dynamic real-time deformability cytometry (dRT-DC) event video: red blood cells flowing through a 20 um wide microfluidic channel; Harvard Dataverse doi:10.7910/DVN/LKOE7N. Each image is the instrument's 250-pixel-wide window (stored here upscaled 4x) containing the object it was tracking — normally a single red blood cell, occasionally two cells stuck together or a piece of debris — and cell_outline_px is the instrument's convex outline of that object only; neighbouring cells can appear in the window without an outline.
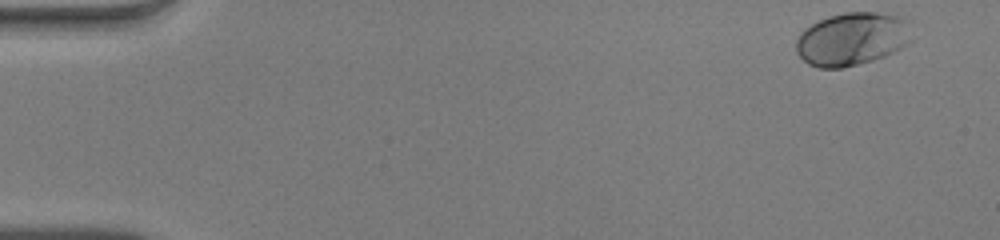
{"species": "human", "species_latin": "Homo sapiens", "temperature_condition": "warm", "stored_images_in_passage": 49, "camera_frame_rate_fps": 3000, "um_per_image_px": 0.085, "donor": {"sex": "male"}, "frame": {"image": 1, "passage_image": 1, "time_ms": 0.0, "image_size_px": [1000, 240], "cell_outline_px": [[912, 40], [908, 44], [884, 56], [872, 60], [840, 68], [820, 68], [808, 64], [796, 52], [796, 40], [800, 32], [804, 28], [828, 16], [844, 12], [876, 12], [896, 16], [912, 20]], "centroid_in_image_um": [72.46, 3.29], "position_along_channel_um": 12.5, "area_um2": 36.07}}
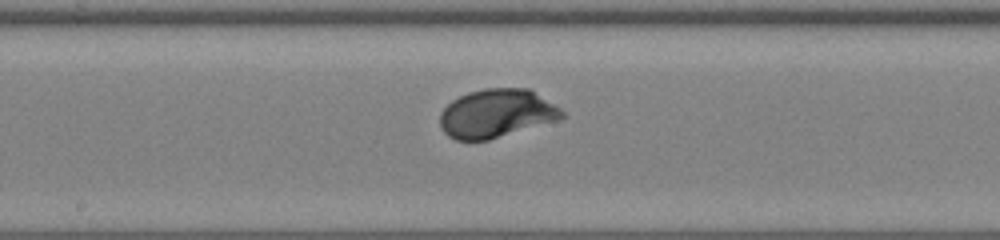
{"frame": {"image": 2, "passage_image": 26, "time_ms": 8.333, "image_size_px": [1000, 240], "cell_outline_px": [[564, 116], [560, 120], [488, 140], [456, 140], [448, 136], [440, 128], [440, 112], [452, 100], [468, 92], [484, 88], [528, 88], [560, 108], [564, 112]], "centroid_in_image_um": [42.19, 9.65], "position_along_channel_um": 206.0, "area_um2": 34.51}}
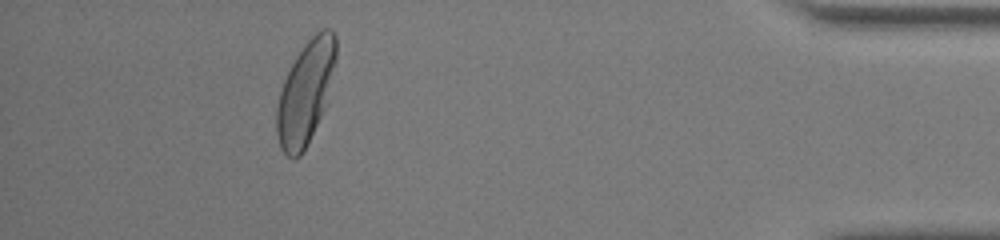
{"frame": {"image": 3, "passage_image": 45, "time_ms": 14.667, "image_size_px": [1000, 240], "cell_outline_px": [[336, 60], [324, 108], [300, 156], [292, 160], [280, 148], [276, 136], [276, 108], [280, 92], [284, 80], [296, 56], [304, 44], [316, 32], [324, 28], [332, 28], [336, 36]], "centroid_in_image_um": [25.95, 7.84], "position_along_channel_um": 409.2, "area_um2": 35.03}, "authors_computed_cell_mechanics": {"area_um2": 34.2176, "velocity_mm_per_s": 4.031, "shape_relaxation_time_tau1_ms": 1.7041, "shape_relaxation_time_tau2_ms": null, "deformation_change_tau1": 0.1516, "deformation_change_tau2": null}}